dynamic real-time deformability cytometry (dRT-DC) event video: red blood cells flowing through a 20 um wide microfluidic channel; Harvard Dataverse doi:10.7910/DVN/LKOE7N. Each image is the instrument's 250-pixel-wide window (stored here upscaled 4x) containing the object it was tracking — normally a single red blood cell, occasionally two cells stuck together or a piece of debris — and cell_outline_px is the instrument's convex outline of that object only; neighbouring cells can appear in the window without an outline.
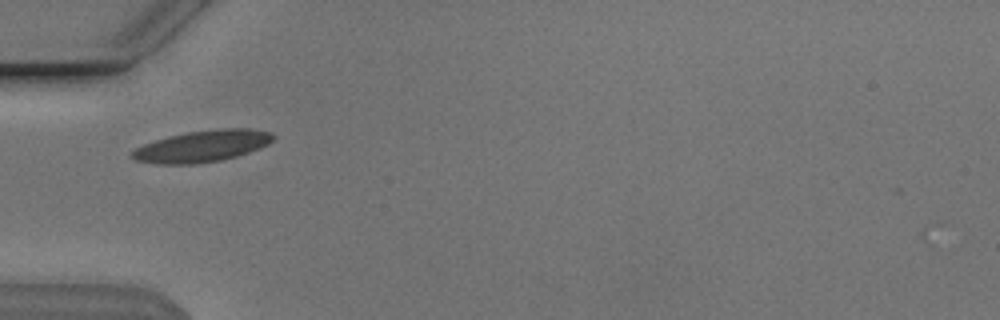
{"species": "Egyptian fruit bat (a non-hibernating species)", "species_latin": "Rousettus aegyptiacus", "temperature_condition": "cold", "stored_images_in_passage": 37, "camera_frame_rate_fps": 3000, "um_per_image_px": 0.085, "animal": {"sex": "male"}, "frame": {"image": 1, "passage_image": 1, "time_ms": 0.0, "image_size_px": [1000, 320], "cell_outline_px": [[276, 136], [268, 144], [248, 152], [236, 156], [220, 160], [196, 164], [156, 164], [136, 160], [128, 152], [144, 144], [168, 136], [188, 132], [216, 128], [248, 128], [268, 132]], "centroid_in_image_um": [17.16, 12.42], "position_along_channel_um": 67.8, "area_um2": 25.84}}
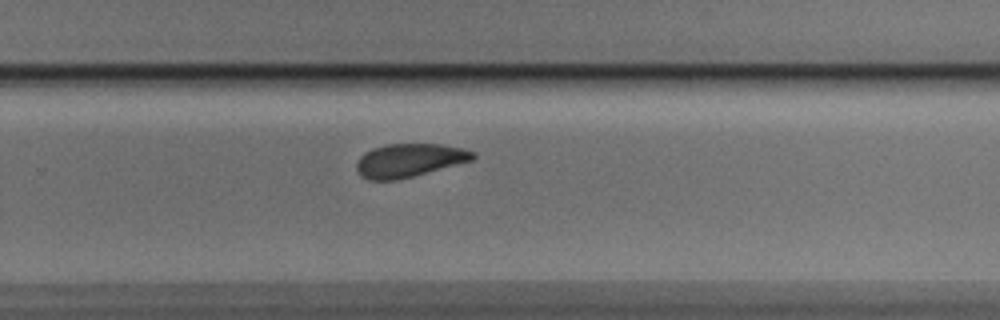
{"frame": {"image": 2, "passage_image": 19, "time_ms": 6.0, "image_size_px": [1000, 320], "cell_outline_px": [[476, 156], [472, 160], [412, 176], [396, 180], [368, 180], [360, 176], [356, 168], [356, 164], [360, 156], [364, 152], [372, 148], [388, 144], [440, 144], [464, 148], [476, 152]], "centroid_in_image_um": [34.76, 13.62], "position_along_channel_um": 295.0, "area_um2": 22.6}}
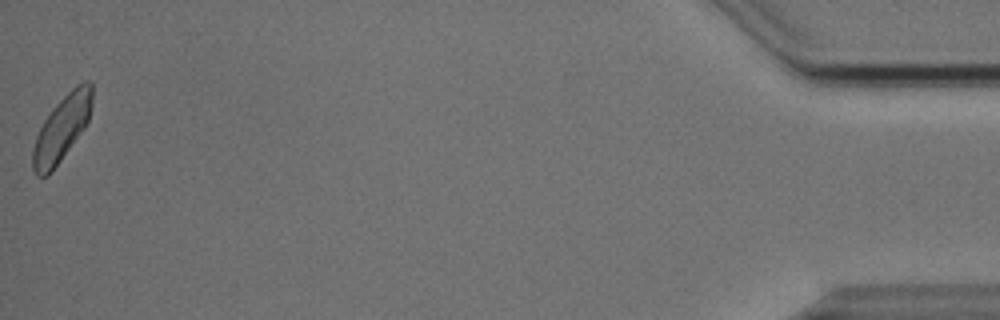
{"frame": {"image": 3, "passage_image": 37, "time_ms": 12.0, "image_size_px": [1000, 320], "cell_outline_px": [[92, 104], [88, 120], [84, 128], [52, 172], [48, 176], [36, 176], [32, 168], [32, 148], [36, 136], [44, 120], [52, 108], [76, 84], [84, 80], [88, 80], [92, 84]], "centroid_in_image_um": [5.24, 10.92], "position_along_channel_um": 430.0, "area_um2": 22.6}, "authors_computed_cell_mechanics": {"area_um2": 22.9466, "velocity_mm_per_s": 3.8068, "shape_relaxation_time_tau1_ms": 2.795, "shape_relaxation_time_tau2_ms": 1.9018, "deformation_change_tau1": 0.1086, "deformation_change_tau2": 0.0605}}